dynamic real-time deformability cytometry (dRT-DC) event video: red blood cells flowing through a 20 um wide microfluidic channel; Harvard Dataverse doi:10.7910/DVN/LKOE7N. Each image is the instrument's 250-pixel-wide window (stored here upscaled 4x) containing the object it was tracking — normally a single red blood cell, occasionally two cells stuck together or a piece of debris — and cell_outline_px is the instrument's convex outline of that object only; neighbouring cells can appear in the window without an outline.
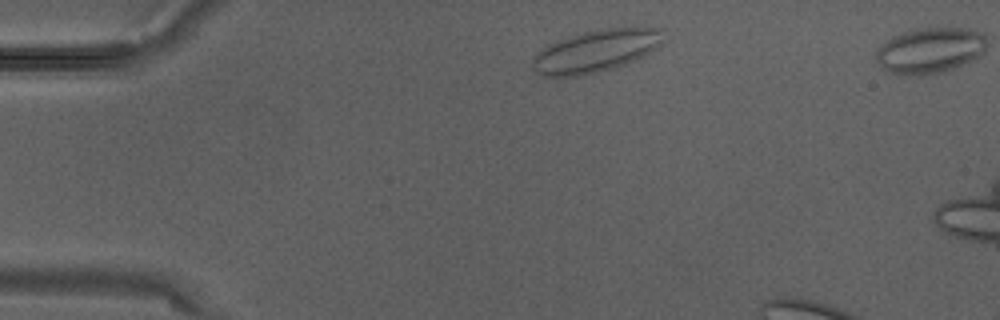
{"species": "Egyptian fruit bat (a non-hibernating species)", "species_latin": "Rousettus aegyptiacus", "temperature_condition": "warm", "stored_images_in_passage": 4, "camera_frame_rate_fps": 3000, "um_per_image_px": 0.085, "animal": {"sex": "male"}, "frame": {"image": 1, "passage_image": 4, "time_ms": 1.0, "image_size_px": [1000, 320], "cell_outline_px": [[664, 28], [660, 44], [656, 48], [644, 56], [624, 64], [600, 72], [580, 76], [540, 76], [532, 68], [532, 60], [536, 52], [548, 44], [556, 40], [584, 32], [600, 28]], "centroid_in_image_um": [50.6, 4.34], "position_along_channel_um": 34.4, "area_um2": 32.25}}